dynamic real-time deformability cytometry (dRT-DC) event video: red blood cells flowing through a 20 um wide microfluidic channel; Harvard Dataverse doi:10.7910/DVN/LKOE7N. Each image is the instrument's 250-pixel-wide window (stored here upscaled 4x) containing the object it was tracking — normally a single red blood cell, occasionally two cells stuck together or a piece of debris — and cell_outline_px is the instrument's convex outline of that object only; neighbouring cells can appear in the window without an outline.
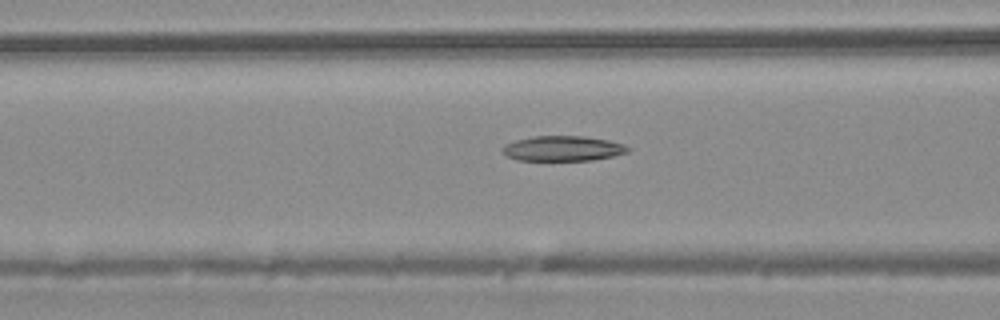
{"species": "common noctule bat (a hibernating species)", "species_latin": "Nyctalus noctula", "temperature_condition": "warm", "stored_images_in_passage": 27, "camera_frame_rate_fps": 3000, "um_per_image_px": 0.085, "animal": {"sex": "male", "body_mass_g": 20.4}, "frame": {"image": 1, "passage_image": 4, "time_ms": 1.0, "image_size_px": [1000, 320], "cell_outline_px": [[632, 148], [628, 152], [612, 156], [592, 160], [516, 160], [508, 156], [504, 152], [504, 144], [516, 140], [536, 136], [584, 136], [608, 140], [624, 144]], "centroid_in_image_um": [47.89, 12.62], "position_along_channel_um": 118.7, "area_um2": 18.21}}
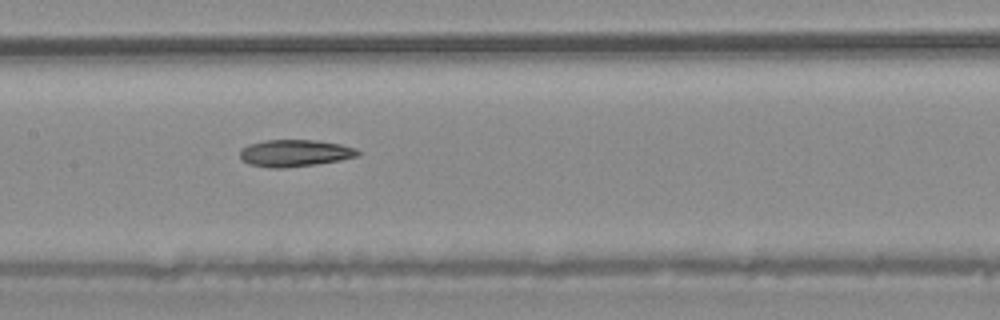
{"frame": {"image": 2, "passage_image": 8, "time_ms": 2.333, "image_size_px": [1000, 320], "cell_outline_px": [[360, 156], [340, 160], [316, 164], [284, 168], [268, 168], [248, 164], [240, 156], [240, 148], [248, 144], [264, 140], [316, 140], [340, 144], [356, 148], [360, 152]], "centroid_in_image_um": [25.05, 13.01], "position_along_channel_um": 182.3, "area_um2": 18.67}}
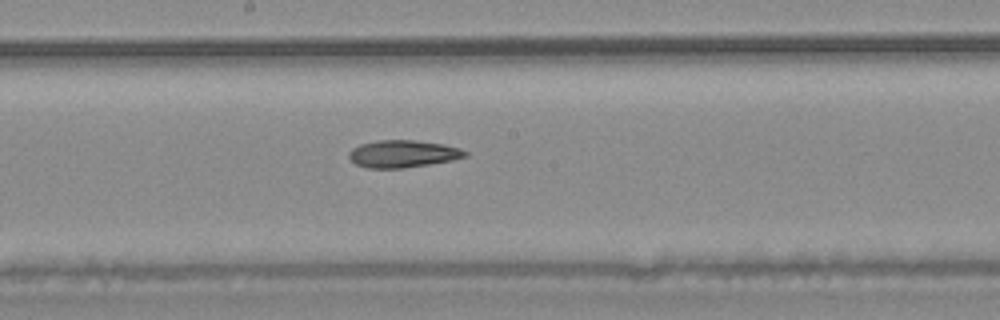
{"frame": {"image": 3, "passage_image": 10, "time_ms": 3.0, "image_size_px": [1000, 320], "cell_outline_px": [[468, 156], [452, 160], [404, 168], [368, 168], [356, 164], [348, 156], [348, 152], [352, 148], [360, 144], [380, 140], [412, 140], [444, 144], [460, 148], [468, 152]], "centroid_in_image_um": [34.25, 13.07], "position_along_channel_um": 214.0, "area_um2": 18.44}}